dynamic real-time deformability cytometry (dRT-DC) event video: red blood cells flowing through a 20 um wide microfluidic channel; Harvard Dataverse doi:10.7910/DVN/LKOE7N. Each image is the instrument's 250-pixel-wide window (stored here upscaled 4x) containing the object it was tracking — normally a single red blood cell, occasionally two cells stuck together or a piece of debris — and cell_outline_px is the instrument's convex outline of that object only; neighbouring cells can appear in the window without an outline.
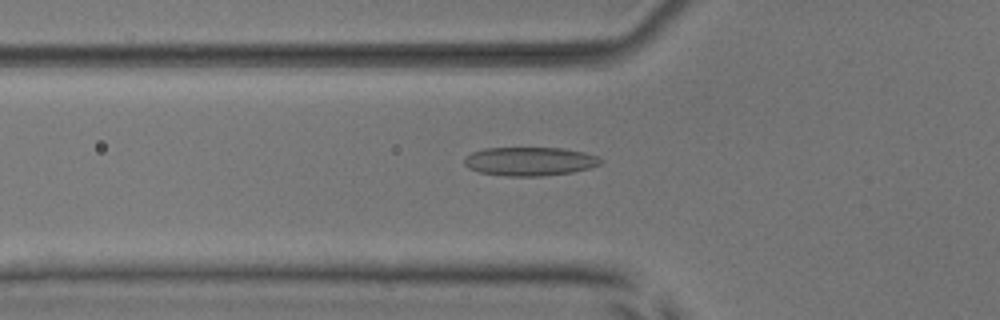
{"species": "common noctule bat (a hibernating species)", "species_latin": "Nyctalus noctula", "temperature_condition": "room temperature", "stored_images_in_passage": 41, "camera_frame_rate_fps": 3000, "um_per_image_px": 0.085, "animal": {"sex": "male", "body_mass_g": 17.9, "forearm_length_mm": 54.2}, "frame": {"image": 1, "passage_image": 11, "time_ms": 3.333, "image_size_px": [1000, 320], "cell_outline_px": [[604, 160], [600, 164], [588, 168], [572, 172], [540, 176], [508, 176], [480, 172], [468, 168], [464, 164], [464, 160], [472, 152], [484, 148], [564, 148], [584, 152], [596, 156]], "centroid_in_image_um": [45.03, 13.71], "position_along_channel_um": 80.8, "area_um2": 22.66}}
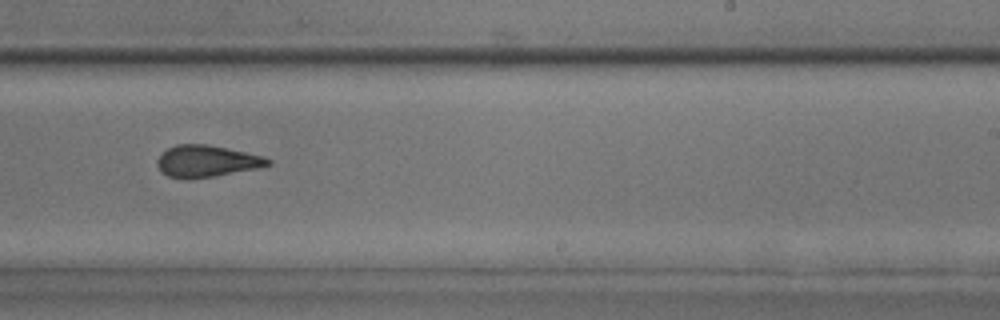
{"frame": {"image": 2, "passage_image": 26, "time_ms": 8.333, "image_size_px": [1000, 320], "cell_outline_px": [[272, 164], [256, 168], [212, 176], [184, 180], [168, 176], [160, 172], [156, 164], [156, 160], [168, 148], [176, 144], [208, 144], [228, 148], [264, 156], [272, 160]], "centroid_in_image_um": [17.53, 13.7], "position_along_channel_um": 271.5, "area_um2": 20.52}}
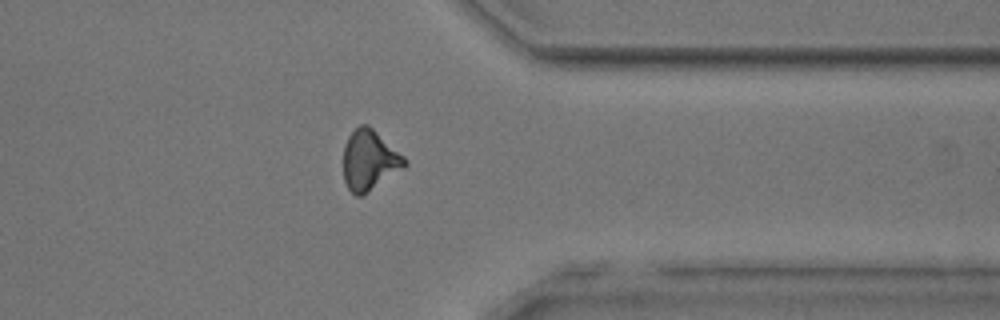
{"frame": {"image": 3, "passage_image": 35, "time_ms": 11.333, "image_size_px": [1000, 320], "cell_outline_px": [[408, 164], [404, 168], [368, 192], [360, 196], [356, 196], [348, 188], [344, 180], [344, 144], [348, 136], [360, 124], [368, 124], [404, 156], [408, 160]], "centroid_in_image_um": [31.41, 13.61], "position_along_channel_um": 380.0, "area_um2": 21.44}}